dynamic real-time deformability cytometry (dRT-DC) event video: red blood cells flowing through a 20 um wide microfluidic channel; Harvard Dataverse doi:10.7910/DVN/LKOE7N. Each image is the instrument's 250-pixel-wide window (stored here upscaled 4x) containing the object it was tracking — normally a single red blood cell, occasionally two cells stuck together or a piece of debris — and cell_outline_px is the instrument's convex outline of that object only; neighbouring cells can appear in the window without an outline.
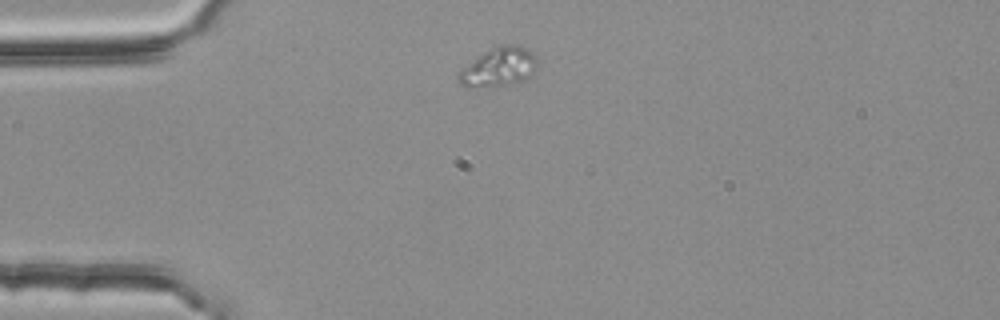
{"species": "common noctule bat (a hibernating species)", "species_latin": "Nyctalus noctula", "temperature_condition": "room temperature", "stored_images_in_passage": 3, "camera_frame_rate_fps": 3000, "um_per_image_px": 0.085, "animal": {"sex": "female", "body_mass_g": 25.1}, "frame": {"image": 1, "passage_image": 1, "time_ms": 0.0, "image_size_px": [1000, 320], "cell_outline_px": [[540, 64], [524, 80], [496, 88], [468, 88], [460, 84], [456, 80], [456, 72], [484, 52], [500, 44], [516, 44], [528, 48], [536, 52]], "centroid_in_image_um": [42.4, 5.71], "position_along_channel_um": 42.6, "area_um2": 18.73}}